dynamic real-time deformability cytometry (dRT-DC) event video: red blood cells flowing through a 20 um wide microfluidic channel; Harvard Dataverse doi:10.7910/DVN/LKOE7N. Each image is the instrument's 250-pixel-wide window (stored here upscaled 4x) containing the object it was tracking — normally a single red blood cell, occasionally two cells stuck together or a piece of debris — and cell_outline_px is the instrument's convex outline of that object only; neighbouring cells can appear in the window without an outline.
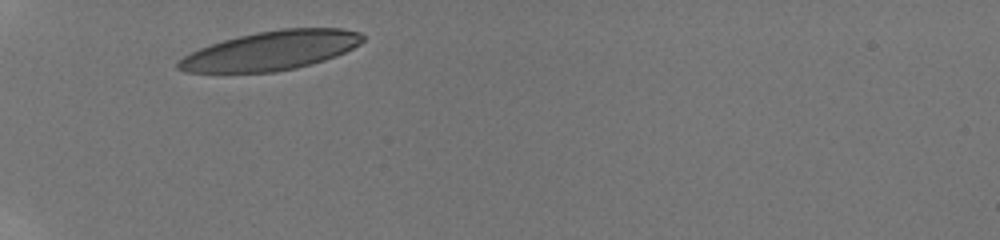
{"species": "human", "species_latin": "Homo sapiens", "temperature_condition": "room temperature", "stored_images_in_passage": 5, "camera_frame_rate_fps": 3000, "um_per_image_px": 0.085, "donor": {"sex": "male"}, "frame": {"image": 1, "passage_image": 1, "time_ms": 0.0, "image_size_px": [1000, 240], "cell_outline_px": [[364, 40], [360, 44], [336, 56], [324, 60], [296, 68], [272, 72], [184, 72], [176, 68], [176, 60], [200, 48], [224, 40], [256, 32], [280, 28], [344, 28], [360, 32], [364, 36]], "centroid_in_image_um": [23.04, 4.3], "position_along_channel_um": 62.0, "area_um2": 41.91}}
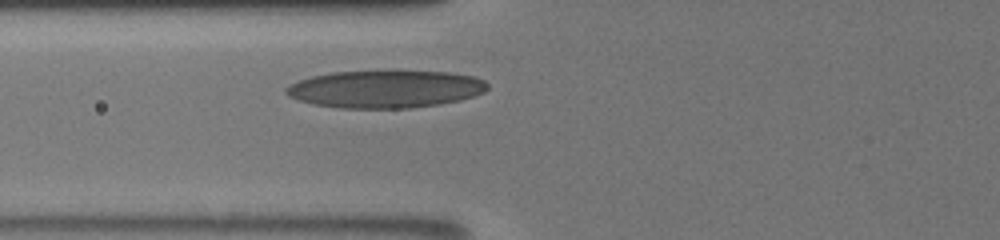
{"frame": {"image": 2, "passage_image": 5, "time_ms": 1.333, "image_size_px": [1000, 240], "cell_outline_px": [[488, 88], [484, 92], [460, 100], [440, 104], [412, 108], [340, 108], [316, 104], [300, 100], [288, 96], [284, 92], [284, 88], [300, 80], [312, 76], [332, 72], [452, 72], [472, 76], [484, 80], [488, 84]], "centroid_in_image_um": [32.77, 7.58], "position_along_channel_um": 93.0, "area_um2": 43.58}}